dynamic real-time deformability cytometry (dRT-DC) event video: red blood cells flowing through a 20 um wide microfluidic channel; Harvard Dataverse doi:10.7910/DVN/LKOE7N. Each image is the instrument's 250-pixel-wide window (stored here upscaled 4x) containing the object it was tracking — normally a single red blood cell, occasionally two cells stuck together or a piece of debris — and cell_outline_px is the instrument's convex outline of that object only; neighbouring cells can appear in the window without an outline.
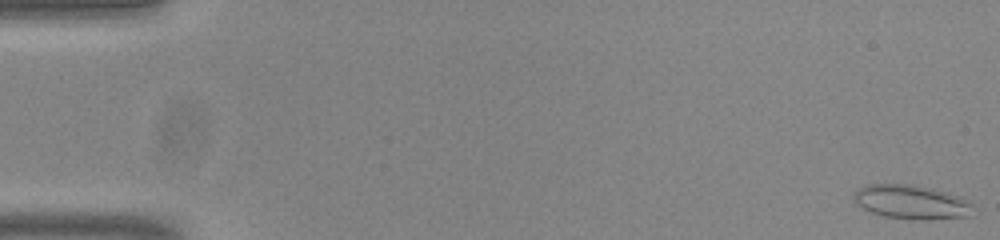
{"species": "common noctule bat (a hibernating species)", "species_latin": "Nyctalus noctula", "temperature_condition": "room temperature", "stored_images_in_passage": 52, "camera_frame_rate_fps": 3000, "um_per_image_px": 0.085, "animal": {"sex": "male", "body_mass_g": 20.0, "forearm_length_mm": 53.3}, "frame": {"image": 1, "passage_image": 1, "time_ms": 0.0, "image_size_px": [1000, 240], "cell_outline_px": [[972, 204], [968, 216], [916, 220], [912, 220], [884, 216], [868, 212], [856, 204], [852, 196], [860, 188], [868, 184], [912, 184], [932, 188], [960, 196]], "centroid_in_image_um": [77.4, 17.17], "position_along_channel_um": 7.6, "area_um2": 23.58}}
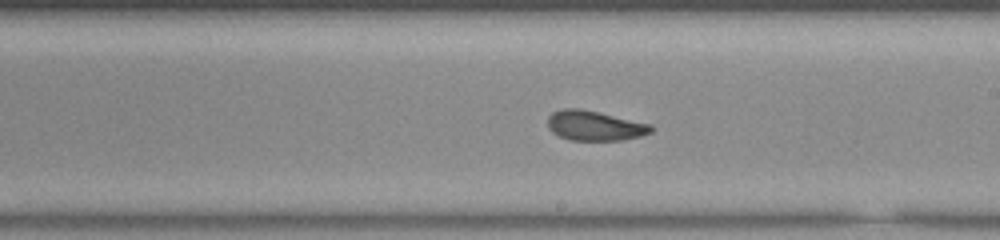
{"frame": {"image": 2, "passage_image": 31, "time_ms": 10.0, "image_size_px": [1000, 240], "cell_outline_px": [[652, 132], [640, 136], [624, 140], [568, 140], [552, 132], [548, 128], [548, 116], [552, 112], [564, 108], [580, 108], [652, 124]], "centroid_in_image_um": [50.54, 10.68], "position_along_channel_um": 238.5, "area_um2": 18.03}}
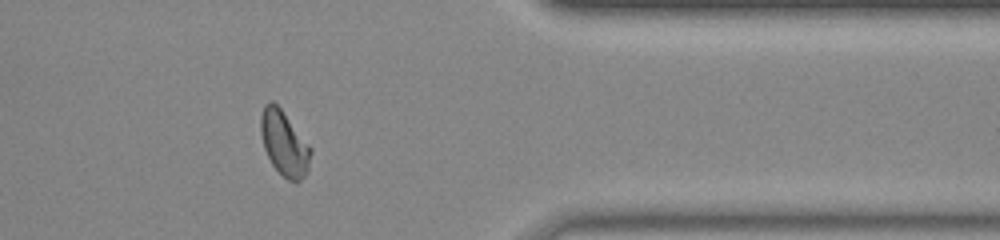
{"frame": {"image": 3, "passage_image": 44, "time_ms": 14.333, "image_size_px": [1000, 240], "cell_outline_px": [[312, 152], [308, 168], [304, 176], [296, 184], [288, 180], [272, 164], [264, 148], [260, 132], [260, 116], [264, 104], [268, 100], [272, 100], [280, 108], [312, 148]], "centroid_in_image_um": [24.15, 12.17], "position_along_channel_um": 387.3, "area_um2": 18.84}}